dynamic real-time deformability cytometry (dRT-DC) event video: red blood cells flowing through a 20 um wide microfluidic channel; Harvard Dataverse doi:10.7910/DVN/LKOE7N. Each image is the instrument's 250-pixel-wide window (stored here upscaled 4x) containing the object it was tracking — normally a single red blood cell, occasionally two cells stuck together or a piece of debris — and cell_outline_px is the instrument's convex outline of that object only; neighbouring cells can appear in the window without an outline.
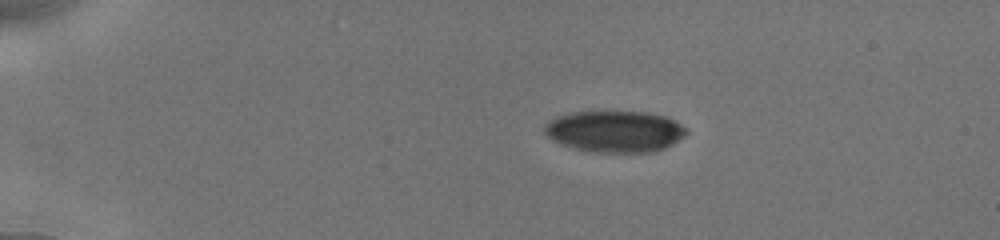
{"species": "human", "species_latin": "Homo sapiens", "temperature_condition": "cold", "stored_images_in_passage": 44, "camera_frame_rate_fps": 3000, "um_per_image_px": 0.085, "donor": {"sex": "male"}, "frame": {"image": 1, "passage_image": 1, "time_ms": 0.0, "image_size_px": [1000, 240], "cell_outline_px": [[684, 132], [680, 136], [668, 144], [660, 148], [588, 148], [560, 140], [552, 136], [548, 132], [548, 128], [556, 120], [568, 116], [584, 112], [628, 112], [660, 116], [684, 128]], "centroid_in_image_um": [52.34, 11.08], "position_along_channel_um": 32.7, "area_um2": 28.73}}
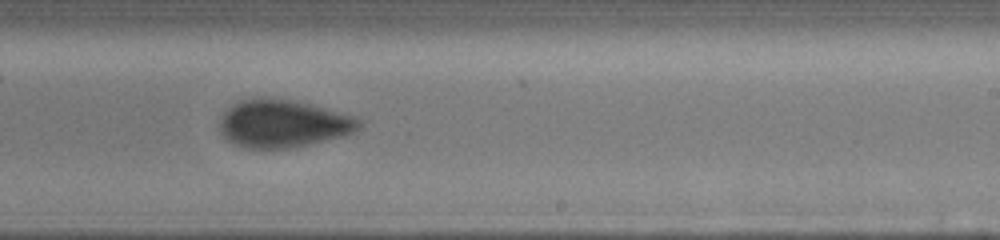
{"frame": {"image": 2, "passage_image": 25, "time_ms": 8.0, "image_size_px": [1000, 240], "cell_outline_px": [[352, 124], [344, 132], [308, 140], [288, 144], [252, 144], [236, 140], [224, 128], [224, 120], [240, 104], [288, 104], [308, 108], [324, 112], [352, 120]], "centroid_in_image_um": [23.95, 10.54], "position_along_channel_um": 265.1, "area_um2": 28.26}}
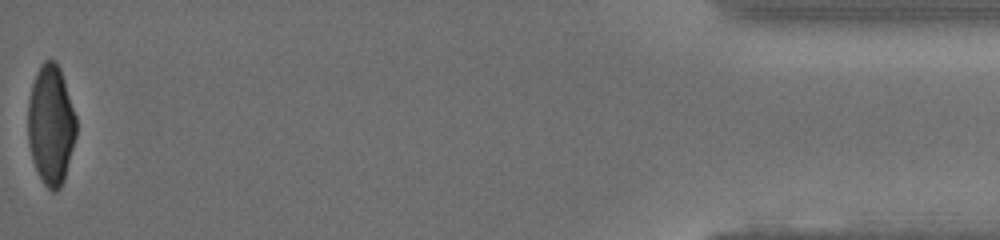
{"frame": {"image": 3, "passage_image": 44, "time_ms": 14.333, "image_size_px": [1000, 240], "cell_outline_px": [[76, 132], [64, 176], [60, 184], [56, 188], [48, 188], [40, 176], [36, 168], [32, 156], [28, 136], [28, 108], [32, 88], [36, 76], [40, 68], [48, 60], [52, 60], [56, 64], [60, 72], [76, 120]], "centroid_in_image_um": [4.31, 10.62], "position_along_channel_um": 430.9, "area_um2": 31.62}, "authors_computed_cell_mechanics": {"area_um2": 29.3624, "velocity_mm_per_s": 3.8796, "shape_relaxation_time_tau1_ms": 6.2963, "shape_relaxation_time_tau2_ms": 1.6964, "deformation_change_tau1": 0.2263, "deformation_change_tau2": 0.0736}}